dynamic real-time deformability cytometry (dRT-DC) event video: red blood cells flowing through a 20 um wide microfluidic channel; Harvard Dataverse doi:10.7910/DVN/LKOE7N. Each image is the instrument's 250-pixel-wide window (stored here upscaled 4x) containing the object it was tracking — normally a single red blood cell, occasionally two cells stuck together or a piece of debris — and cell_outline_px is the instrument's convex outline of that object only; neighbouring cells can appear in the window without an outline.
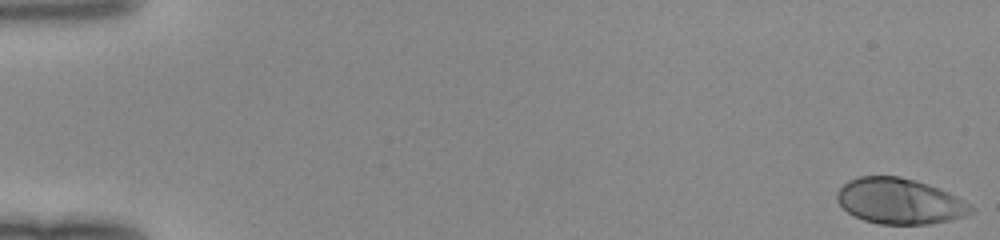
{"species": "human", "species_latin": "Homo sapiens", "temperature_condition": "room temperature", "stored_images_in_passage": 50, "camera_frame_rate_fps": 3000, "um_per_image_px": 0.085, "donor": {"sex": "female"}, "frame": {"image": 1, "passage_image": 1, "time_ms": 0.0, "image_size_px": [1000, 240], "cell_outline_px": [[972, 212], [964, 216], [948, 220], [928, 224], [880, 224], [864, 220], [848, 212], [836, 200], [836, 192], [848, 180], [860, 176], [900, 176], [916, 180], [940, 188], [964, 200], [972, 208]], "centroid_in_image_um": [76.45, 17.09], "position_along_channel_um": 8.6, "area_um2": 35.49}}
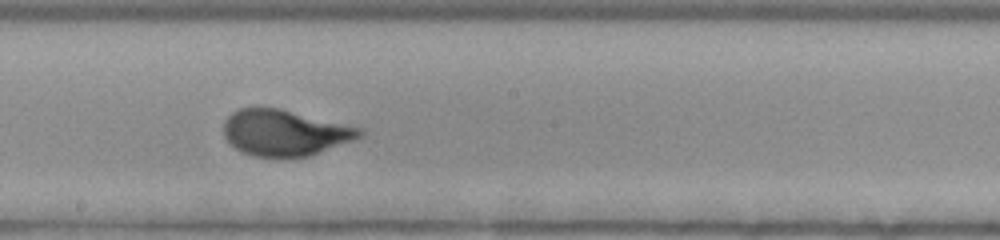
{"frame": {"image": 2, "passage_image": 29, "time_ms": 9.333, "image_size_px": [1000, 240], "cell_outline_px": [[364, 136], [308, 156], [252, 156], [240, 152], [224, 136], [224, 120], [236, 108], [260, 104], [280, 108], [364, 128]], "centroid_in_image_um": [24.18, 11.22], "position_along_channel_um": 224.0, "area_um2": 36.99}}
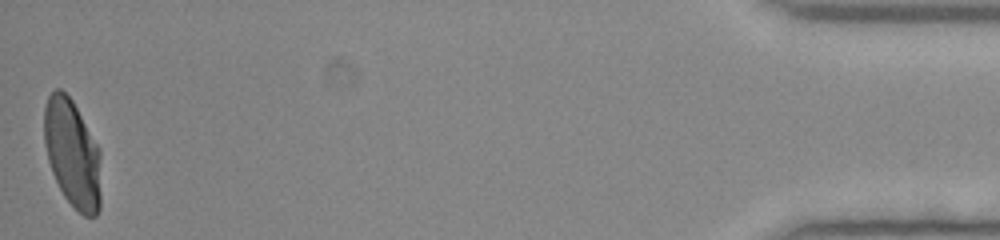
{"frame": {"image": 3, "passage_image": 50, "time_ms": 16.333, "image_size_px": [1000, 240], "cell_outline_px": [[100, 208], [96, 216], [84, 216], [64, 196], [52, 172], [48, 160], [44, 144], [44, 108], [48, 96], [56, 88], [60, 88], [72, 100], [100, 148]], "centroid_in_image_um": [6.15, 13.03], "position_along_channel_um": 429.0, "area_um2": 35.72}}